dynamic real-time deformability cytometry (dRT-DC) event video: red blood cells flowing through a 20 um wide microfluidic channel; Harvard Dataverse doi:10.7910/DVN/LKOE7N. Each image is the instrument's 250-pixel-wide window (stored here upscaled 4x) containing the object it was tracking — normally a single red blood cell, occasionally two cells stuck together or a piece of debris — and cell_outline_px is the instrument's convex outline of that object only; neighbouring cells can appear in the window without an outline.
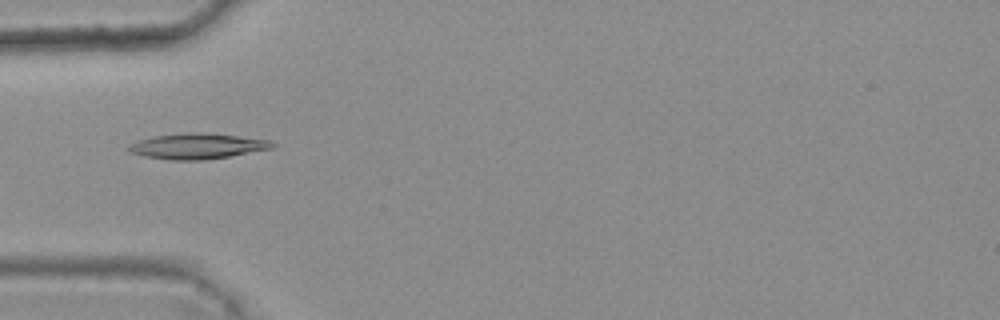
{"species": "common noctule bat (a hibernating species)", "species_latin": "Nyctalus noctula", "temperature_condition": "warm", "stored_images_in_passage": 6, "camera_frame_rate_fps": 3000, "um_per_image_px": 0.085, "animal": {"sex": "female", "body_mass_g": 25.1}, "frame": {"image": 1, "passage_image": 5, "time_ms": 1.333, "image_size_px": [1000, 320], "cell_outline_px": [[276, 144], [272, 148], [228, 156], [204, 160], [172, 160], [144, 156], [128, 152], [128, 144], [136, 140], [152, 136], [188, 132], [208, 132], [272, 140]], "centroid_in_image_um": [16.74, 12.4], "position_along_channel_um": 68.3, "area_um2": 21.62}}
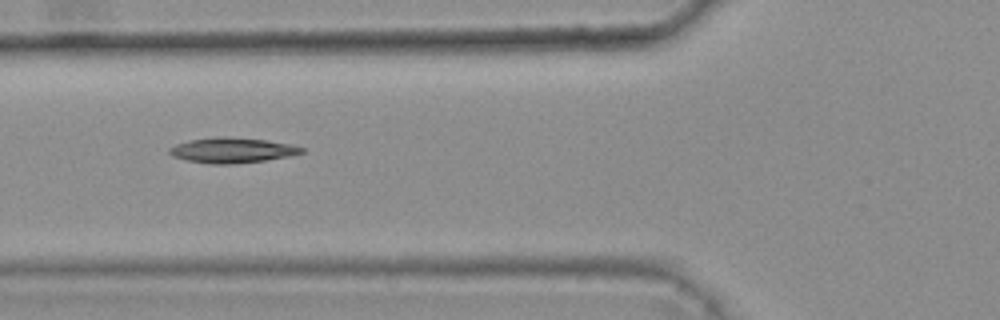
{"frame": {"image": 2, "passage_image": 6, "time_ms": 1.667, "image_size_px": [1000, 320], "cell_outline_px": [[304, 152], [288, 156], [264, 160], [232, 164], [212, 164], [188, 160], [172, 156], [168, 152], [168, 148], [176, 144], [188, 140], [216, 136], [224, 136], [264, 140], [292, 144], [304, 148]], "centroid_in_image_um": [19.7, 12.76], "position_along_channel_um": 106.1, "area_um2": 19.36}}